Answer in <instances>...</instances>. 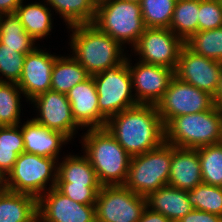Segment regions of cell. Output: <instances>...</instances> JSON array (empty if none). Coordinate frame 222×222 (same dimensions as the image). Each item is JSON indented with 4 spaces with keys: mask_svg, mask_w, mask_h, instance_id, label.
Masks as SVG:
<instances>
[{
    "mask_svg": "<svg viewBox=\"0 0 222 222\" xmlns=\"http://www.w3.org/2000/svg\"><path fill=\"white\" fill-rule=\"evenodd\" d=\"M105 128L132 157L165 142V125L156 105L138 104L112 116Z\"/></svg>",
    "mask_w": 222,
    "mask_h": 222,
    "instance_id": "6da1fadb",
    "label": "cell"
},
{
    "mask_svg": "<svg viewBox=\"0 0 222 222\" xmlns=\"http://www.w3.org/2000/svg\"><path fill=\"white\" fill-rule=\"evenodd\" d=\"M67 28L72 31L69 42L72 55L90 76L120 65L126 59L123 46L94 24Z\"/></svg>",
    "mask_w": 222,
    "mask_h": 222,
    "instance_id": "7a4b0ae2",
    "label": "cell"
},
{
    "mask_svg": "<svg viewBox=\"0 0 222 222\" xmlns=\"http://www.w3.org/2000/svg\"><path fill=\"white\" fill-rule=\"evenodd\" d=\"M81 143L102 186L125 183L131 156L106 128L88 129Z\"/></svg>",
    "mask_w": 222,
    "mask_h": 222,
    "instance_id": "3957f363",
    "label": "cell"
},
{
    "mask_svg": "<svg viewBox=\"0 0 222 222\" xmlns=\"http://www.w3.org/2000/svg\"><path fill=\"white\" fill-rule=\"evenodd\" d=\"M165 142L181 148L197 149L222 142V109H211L174 117L165 126Z\"/></svg>",
    "mask_w": 222,
    "mask_h": 222,
    "instance_id": "277c9868",
    "label": "cell"
},
{
    "mask_svg": "<svg viewBox=\"0 0 222 222\" xmlns=\"http://www.w3.org/2000/svg\"><path fill=\"white\" fill-rule=\"evenodd\" d=\"M92 24L121 46L126 43L134 47L146 29L140 3L121 0L99 2Z\"/></svg>",
    "mask_w": 222,
    "mask_h": 222,
    "instance_id": "5b68a950",
    "label": "cell"
},
{
    "mask_svg": "<svg viewBox=\"0 0 222 222\" xmlns=\"http://www.w3.org/2000/svg\"><path fill=\"white\" fill-rule=\"evenodd\" d=\"M171 160L172 145L166 142L149 152L132 156L123 185L135 194L147 197L168 185Z\"/></svg>",
    "mask_w": 222,
    "mask_h": 222,
    "instance_id": "8992f818",
    "label": "cell"
},
{
    "mask_svg": "<svg viewBox=\"0 0 222 222\" xmlns=\"http://www.w3.org/2000/svg\"><path fill=\"white\" fill-rule=\"evenodd\" d=\"M57 164L54 158L23 152L6 176L7 190L25 193L37 199L52 189L57 181ZM51 181L47 188L48 182ZM47 184V185H46Z\"/></svg>",
    "mask_w": 222,
    "mask_h": 222,
    "instance_id": "52a82bcc",
    "label": "cell"
},
{
    "mask_svg": "<svg viewBox=\"0 0 222 222\" xmlns=\"http://www.w3.org/2000/svg\"><path fill=\"white\" fill-rule=\"evenodd\" d=\"M100 114L106 119L137 106L126 59L113 68L93 75Z\"/></svg>",
    "mask_w": 222,
    "mask_h": 222,
    "instance_id": "ba28073f",
    "label": "cell"
},
{
    "mask_svg": "<svg viewBox=\"0 0 222 222\" xmlns=\"http://www.w3.org/2000/svg\"><path fill=\"white\" fill-rule=\"evenodd\" d=\"M146 208V197L124 185L102 186L95 202L96 222H138Z\"/></svg>",
    "mask_w": 222,
    "mask_h": 222,
    "instance_id": "9c48e42d",
    "label": "cell"
},
{
    "mask_svg": "<svg viewBox=\"0 0 222 222\" xmlns=\"http://www.w3.org/2000/svg\"><path fill=\"white\" fill-rule=\"evenodd\" d=\"M214 105V97L208 92L174 76L156 108L166 126L174 117L203 112Z\"/></svg>",
    "mask_w": 222,
    "mask_h": 222,
    "instance_id": "30bf717a",
    "label": "cell"
},
{
    "mask_svg": "<svg viewBox=\"0 0 222 222\" xmlns=\"http://www.w3.org/2000/svg\"><path fill=\"white\" fill-rule=\"evenodd\" d=\"M185 42L169 28H146L133 47L139 61L175 70Z\"/></svg>",
    "mask_w": 222,
    "mask_h": 222,
    "instance_id": "8fae6325",
    "label": "cell"
},
{
    "mask_svg": "<svg viewBox=\"0 0 222 222\" xmlns=\"http://www.w3.org/2000/svg\"><path fill=\"white\" fill-rule=\"evenodd\" d=\"M221 71L222 62L198 55L184 45L174 75L214 97L219 88Z\"/></svg>",
    "mask_w": 222,
    "mask_h": 222,
    "instance_id": "7c38bea8",
    "label": "cell"
},
{
    "mask_svg": "<svg viewBox=\"0 0 222 222\" xmlns=\"http://www.w3.org/2000/svg\"><path fill=\"white\" fill-rule=\"evenodd\" d=\"M134 96L138 104L156 105L166 92L174 75L171 68L138 61L134 66L126 56Z\"/></svg>",
    "mask_w": 222,
    "mask_h": 222,
    "instance_id": "4fadbf2b",
    "label": "cell"
},
{
    "mask_svg": "<svg viewBox=\"0 0 222 222\" xmlns=\"http://www.w3.org/2000/svg\"><path fill=\"white\" fill-rule=\"evenodd\" d=\"M30 102L35 105L34 107L37 108L35 110L39 113V116L37 115L33 119L42 126L62 133L69 140L80 129L73 118L71 105L66 94L49 90L36 96Z\"/></svg>",
    "mask_w": 222,
    "mask_h": 222,
    "instance_id": "5bb4252c",
    "label": "cell"
},
{
    "mask_svg": "<svg viewBox=\"0 0 222 222\" xmlns=\"http://www.w3.org/2000/svg\"><path fill=\"white\" fill-rule=\"evenodd\" d=\"M38 222H96L95 205L71 200L55 187L37 199Z\"/></svg>",
    "mask_w": 222,
    "mask_h": 222,
    "instance_id": "9a60e30c",
    "label": "cell"
},
{
    "mask_svg": "<svg viewBox=\"0 0 222 222\" xmlns=\"http://www.w3.org/2000/svg\"><path fill=\"white\" fill-rule=\"evenodd\" d=\"M58 56L36 47L26 54L22 74L17 85L27 101L51 90V72Z\"/></svg>",
    "mask_w": 222,
    "mask_h": 222,
    "instance_id": "2e32d148",
    "label": "cell"
},
{
    "mask_svg": "<svg viewBox=\"0 0 222 222\" xmlns=\"http://www.w3.org/2000/svg\"><path fill=\"white\" fill-rule=\"evenodd\" d=\"M75 122L87 129L105 128L107 120L100 114L93 76L76 84L66 94Z\"/></svg>",
    "mask_w": 222,
    "mask_h": 222,
    "instance_id": "e0dca14e",
    "label": "cell"
},
{
    "mask_svg": "<svg viewBox=\"0 0 222 222\" xmlns=\"http://www.w3.org/2000/svg\"><path fill=\"white\" fill-rule=\"evenodd\" d=\"M24 141V152L41 157L54 158L59 162L61 147L70 140L60 132L50 130L33 118L20 125Z\"/></svg>",
    "mask_w": 222,
    "mask_h": 222,
    "instance_id": "ac0fdd59",
    "label": "cell"
},
{
    "mask_svg": "<svg viewBox=\"0 0 222 222\" xmlns=\"http://www.w3.org/2000/svg\"><path fill=\"white\" fill-rule=\"evenodd\" d=\"M202 183L198 150L172 145V160L168 185L188 191Z\"/></svg>",
    "mask_w": 222,
    "mask_h": 222,
    "instance_id": "d6986e66",
    "label": "cell"
},
{
    "mask_svg": "<svg viewBox=\"0 0 222 222\" xmlns=\"http://www.w3.org/2000/svg\"><path fill=\"white\" fill-rule=\"evenodd\" d=\"M147 207L154 212L161 213L172 222L188 214L193 207L187 197V190L165 185L147 197Z\"/></svg>",
    "mask_w": 222,
    "mask_h": 222,
    "instance_id": "ffe728a7",
    "label": "cell"
},
{
    "mask_svg": "<svg viewBox=\"0 0 222 222\" xmlns=\"http://www.w3.org/2000/svg\"><path fill=\"white\" fill-rule=\"evenodd\" d=\"M0 222H38L37 198L10 190L0 193Z\"/></svg>",
    "mask_w": 222,
    "mask_h": 222,
    "instance_id": "44dd1931",
    "label": "cell"
},
{
    "mask_svg": "<svg viewBox=\"0 0 222 222\" xmlns=\"http://www.w3.org/2000/svg\"><path fill=\"white\" fill-rule=\"evenodd\" d=\"M57 164L56 183H71V185L102 186L96 172L87 156L66 155Z\"/></svg>",
    "mask_w": 222,
    "mask_h": 222,
    "instance_id": "7402d4cb",
    "label": "cell"
},
{
    "mask_svg": "<svg viewBox=\"0 0 222 222\" xmlns=\"http://www.w3.org/2000/svg\"><path fill=\"white\" fill-rule=\"evenodd\" d=\"M39 2L18 6L15 14L19 17L25 31L36 41L48 36L52 32L51 9Z\"/></svg>",
    "mask_w": 222,
    "mask_h": 222,
    "instance_id": "603a6c76",
    "label": "cell"
},
{
    "mask_svg": "<svg viewBox=\"0 0 222 222\" xmlns=\"http://www.w3.org/2000/svg\"><path fill=\"white\" fill-rule=\"evenodd\" d=\"M89 77L86 69L72 55H58L51 72V90L67 94L76 84Z\"/></svg>",
    "mask_w": 222,
    "mask_h": 222,
    "instance_id": "cb8c5ba5",
    "label": "cell"
},
{
    "mask_svg": "<svg viewBox=\"0 0 222 222\" xmlns=\"http://www.w3.org/2000/svg\"><path fill=\"white\" fill-rule=\"evenodd\" d=\"M35 40L25 31L15 13L0 14V43L18 53L28 54L35 46Z\"/></svg>",
    "mask_w": 222,
    "mask_h": 222,
    "instance_id": "d4e9b609",
    "label": "cell"
},
{
    "mask_svg": "<svg viewBox=\"0 0 222 222\" xmlns=\"http://www.w3.org/2000/svg\"><path fill=\"white\" fill-rule=\"evenodd\" d=\"M56 13L61 15L68 27L90 24L96 15L97 3L94 0H44Z\"/></svg>",
    "mask_w": 222,
    "mask_h": 222,
    "instance_id": "484cf974",
    "label": "cell"
},
{
    "mask_svg": "<svg viewBox=\"0 0 222 222\" xmlns=\"http://www.w3.org/2000/svg\"><path fill=\"white\" fill-rule=\"evenodd\" d=\"M199 0H176L169 29L184 42L198 32Z\"/></svg>",
    "mask_w": 222,
    "mask_h": 222,
    "instance_id": "4316f807",
    "label": "cell"
},
{
    "mask_svg": "<svg viewBox=\"0 0 222 222\" xmlns=\"http://www.w3.org/2000/svg\"><path fill=\"white\" fill-rule=\"evenodd\" d=\"M24 152L20 125L0 127V171L7 176L18 155Z\"/></svg>",
    "mask_w": 222,
    "mask_h": 222,
    "instance_id": "83f0119b",
    "label": "cell"
},
{
    "mask_svg": "<svg viewBox=\"0 0 222 222\" xmlns=\"http://www.w3.org/2000/svg\"><path fill=\"white\" fill-rule=\"evenodd\" d=\"M21 94L23 92L12 82H0V125H20Z\"/></svg>",
    "mask_w": 222,
    "mask_h": 222,
    "instance_id": "f1b7e54d",
    "label": "cell"
},
{
    "mask_svg": "<svg viewBox=\"0 0 222 222\" xmlns=\"http://www.w3.org/2000/svg\"><path fill=\"white\" fill-rule=\"evenodd\" d=\"M204 184L222 187V142L197 148Z\"/></svg>",
    "mask_w": 222,
    "mask_h": 222,
    "instance_id": "f546056e",
    "label": "cell"
},
{
    "mask_svg": "<svg viewBox=\"0 0 222 222\" xmlns=\"http://www.w3.org/2000/svg\"><path fill=\"white\" fill-rule=\"evenodd\" d=\"M185 45L198 55L222 62V27L198 31Z\"/></svg>",
    "mask_w": 222,
    "mask_h": 222,
    "instance_id": "4dcf8cb0",
    "label": "cell"
},
{
    "mask_svg": "<svg viewBox=\"0 0 222 222\" xmlns=\"http://www.w3.org/2000/svg\"><path fill=\"white\" fill-rule=\"evenodd\" d=\"M187 197L193 209L222 216V187L202 183L188 190Z\"/></svg>",
    "mask_w": 222,
    "mask_h": 222,
    "instance_id": "1f68e13d",
    "label": "cell"
},
{
    "mask_svg": "<svg viewBox=\"0 0 222 222\" xmlns=\"http://www.w3.org/2000/svg\"><path fill=\"white\" fill-rule=\"evenodd\" d=\"M176 0H141L142 18L146 28H169Z\"/></svg>",
    "mask_w": 222,
    "mask_h": 222,
    "instance_id": "d6a6232c",
    "label": "cell"
},
{
    "mask_svg": "<svg viewBox=\"0 0 222 222\" xmlns=\"http://www.w3.org/2000/svg\"><path fill=\"white\" fill-rule=\"evenodd\" d=\"M26 54L18 53L0 43V82L18 83L20 80ZM7 78V79H6Z\"/></svg>",
    "mask_w": 222,
    "mask_h": 222,
    "instance_id": "836d02e7",
    "label": "cell"
},
{
    "mask_svg": "<svg viewBox=\"0 0 222 222\" xmlns=\"http://www.w3.org/2000/svg\"><path fill=\"white\" fill-rule=\"evenodd\" d=\"M222 27V0H199L198 31Z\"/></svg>",
    "mask_w": 222,
    "mask_h": 222,
    "instance_id": "e575fe53",
    "label": "cell"
},
{
    "mask_svg": "<svg viewBox=\"0 0 222 222\" xmlns=\"http://www.w3.org/2000/svg\"><path fill=\"white\" fill-rule=\"evenodd\" d=\"M102 186L71 185L56 183L55 188L68 198L80 204L95 205L97 193Z\"/></svg>",
    "mask_w": 222,
    "mask_h": 222,
    "instance_id": "d590c367",
    "label": "cell"
},
{
    "mask_svg": "<svg viewBox=\"0 0 222 222\" xmlns=\"http://www.w3.org/2000/svg\"><path fill=\"white\" fill-rule=\"evenodd\" d=\"M177 222H222V216L209 212L192 209Z\"/></svg>",
    "mask_w": 222,
    "mask_h": 222,
    "instance_id": "8d00e7d4",
    "label": "cell"
},
{
    "mask_svg": "<svg viewBox=\"0 0 222 222\" xmlns=\"http://www.w3.org/2000/svg\"><path fill=\"white\" fill-rule=\"evenodd\" d=\"M138 222H172L161 213L151 211L148 207L144 210Z\"/></svg>",
    "mask_w": 222,
    "mask_h": 222,
    "instance_id": "74e56055",
    "label": "cell"
},
{
    "mask_svg": "<svg viewBox=\"0 0 222 222\" xmlns=\"http://www.w3.org/2000/svg\"><path fill=\"white\" fill-rule=\"evenodd\" d=\"M24 0H0V14L15 13Z\"/></svg>",
    "mask_w": 222,
    "mask_h": 222,
    "instance_id": "f35d334b",
    "label": "cell"
},
{
    "mask_svg": "<svg viewBox=\"0 0 222 222\" xmlns=\"http://www.w3.org/2000/svg\"><path fill=\"white\" fill-rule=\"evenodd\" d=\"M214 104L222 109V71L219 81V88L216 95L214 96Z\"/></svg>",
    "mask_w": 222,
    "mask_h": 222,
    "instance_id": "ab89813d",
    "label": "cell"
},
{
    "mask_svg": "<svg viewBox=\"0 0 222 222\" xmlns=\"http://www.w3.org/2000/svg\"><path fill=\"white\" fill-rule=\"evenodd\" d=\"M7 190L6 176L0 171V193Z\"/></svg>",
    "mask_w": 222,
    "mask_h": 222,
    "instance_id": "60d3db41",
    "label": "cell"
},
{
    "mask_svg": "<svg viewBox=\"0 0 222 222\" xmlns=\"http://www.w3.org/2000/svg\"><path fill=\"white\" fill-rule=\"evenodd\" d=\"M121 1H129V2H136V3H140L141 0H121Z\"/></svg>",
    "mask_w": 222,
    "mask_h": 222,
    "instance_id": "b9f144b4",
    "label": "cell"
},
{
    "mask_svg": "<svg viewBox=\"0 0 222 222\" xmlns=\"http://www.w3.org/2000/svg\"><path fill=\"white\" fill-rule=\"evenodd\" d=\"M94 1L98 4L99 2H102L104 0H94Z\"/></svg>",
    "mask_w": 222,
    "mask_h": 222,
    "instance_id": "7bdbcfd3",
    "label": "cell"
}]
</instances>
